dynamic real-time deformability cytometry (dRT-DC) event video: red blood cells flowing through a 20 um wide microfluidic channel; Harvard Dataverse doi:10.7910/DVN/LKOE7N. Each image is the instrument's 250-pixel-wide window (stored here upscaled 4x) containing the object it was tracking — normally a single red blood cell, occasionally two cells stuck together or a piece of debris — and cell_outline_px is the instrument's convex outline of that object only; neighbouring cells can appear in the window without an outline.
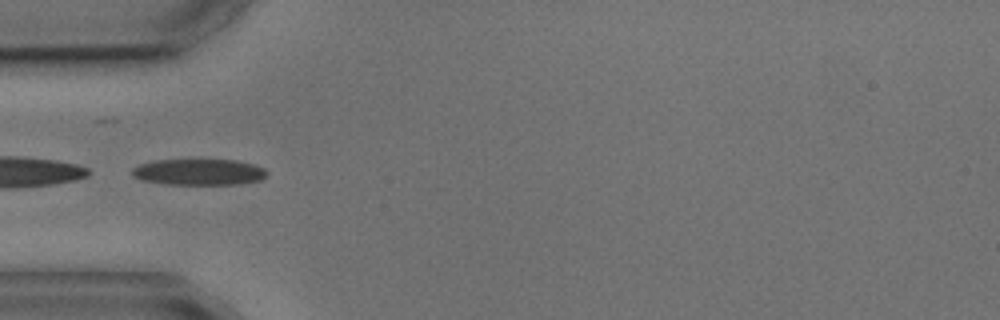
{"species": "common noctule bat (a hibernating species)", "species_latin": "Nyctalus noctula", "temperature_condition": "cold", "stored_images_in_passage": 3, "camera_frame_rate_fps": 3000, "um_per_image_px": 0.085, "animal": {"sex": "male", "body_mass_g": 17.9, "forearm_length_mm": 54.2}, "frame": {"image": 1, "passage_image": 2, "time_ms": 1.0, "image_size_px": [1000, 320], "cell_outline_px": [[268, 172], [260, 180], [240, 184], [168, 184], [140, 180], [132, 176], [132, 168], [140, 164], [156, 160], [236, 160], [256, 164], [264, 168]], "centroid_in_image_um": [16.91, 14.62], "position_along_channel_um": 68.1, "area_um2": 20.58}}